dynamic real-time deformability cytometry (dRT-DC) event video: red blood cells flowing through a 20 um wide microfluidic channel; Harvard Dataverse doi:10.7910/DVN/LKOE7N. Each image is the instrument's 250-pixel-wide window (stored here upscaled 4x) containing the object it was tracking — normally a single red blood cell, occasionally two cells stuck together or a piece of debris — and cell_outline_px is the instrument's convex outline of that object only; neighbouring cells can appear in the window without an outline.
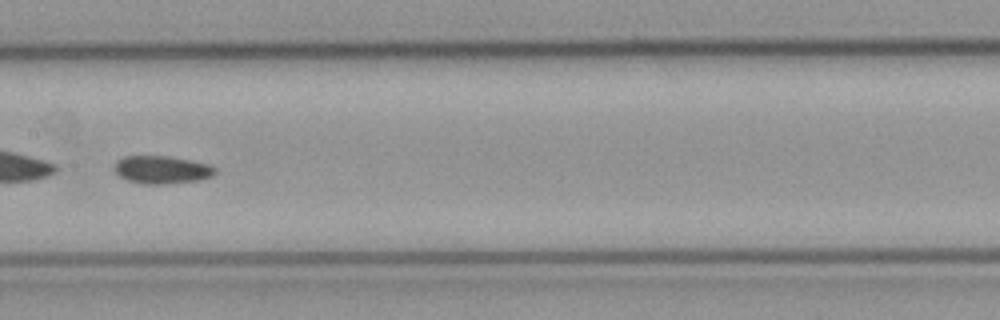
{"species": "common noctule bat (a hibernating species)", "species_latin": "Nyctalus noctula", "temperature_condition": "cold", "stored_images_in_passage": 55, "camera_frame_rate_fps": 3000, "um_per_image_px": 0.085, "animal": {"sex": "male", "body_mass_g": 23.1, "forearm_length_mm": 52.7}, "frame": {"image": 1, "passage_image": 28, "time_ms": 9.0, "image_size_px": [1000, 320], "cell_outline_px": [[216, 172], [212, 176], [200, 180], [164, 184], [144, 184], [128, 180], [120, 176], [112, 168], [116, 160], [124, 156], [168, 156], [192, 160], [208, 164], [216, 168]], "centroid_in_image_um": [13.74, 14.42], "position_along_channel_um": 193.7, "area_um2": 16.47}}